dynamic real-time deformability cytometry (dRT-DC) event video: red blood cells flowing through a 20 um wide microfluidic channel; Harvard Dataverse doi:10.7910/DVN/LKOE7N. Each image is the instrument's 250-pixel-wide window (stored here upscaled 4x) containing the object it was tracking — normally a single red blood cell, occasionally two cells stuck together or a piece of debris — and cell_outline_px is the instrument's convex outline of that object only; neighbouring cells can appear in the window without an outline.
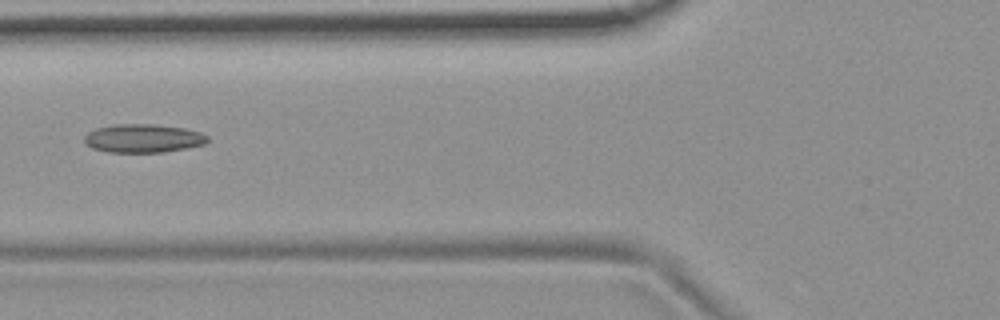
{"species": "common noctule bat (a hibernating species)", "species_latin": "Nyctalus noctula", "temperature_condition": "room temperature", "stored_images_in_passage": 6, "camera_frame_rate_fps": 3000, "um_per_image_px": 0.085, "animal": {"sex": "female", "body_mass_g": 19.9}, "frame": {"image": 1, "passage_image": 6, "time_ms": 6.0, "image_size_px": [1000, 320], "cell_outline_px": [[208, 140], [204, 144], [188, 148], [164, 152], [108, 152], [92, 148], [84, 140], [84, 136], [88, 132], [96, 128], [116, 124], [152, 124], [184, 128], [200, 132], [208, 136]], "centroid_in_image_um": [12.18, 11.76], "position_along_channel_um": 113.6, "area_um2": 20.4}}